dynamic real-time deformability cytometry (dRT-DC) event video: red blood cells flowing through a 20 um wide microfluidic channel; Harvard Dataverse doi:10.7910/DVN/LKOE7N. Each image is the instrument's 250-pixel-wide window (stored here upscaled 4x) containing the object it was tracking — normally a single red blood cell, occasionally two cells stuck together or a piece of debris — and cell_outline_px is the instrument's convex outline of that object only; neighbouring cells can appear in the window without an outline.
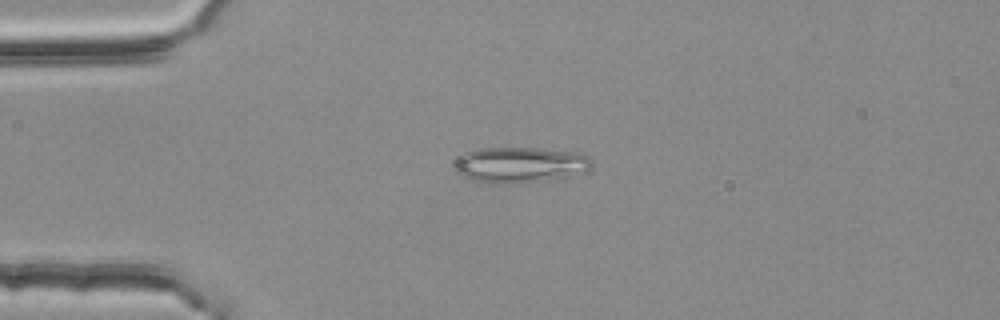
{"species": "common noctule bat (a hibernating species)", "species_latin": "Nyctalus noctula", "temperature_condition": "room temperature", "stored_images_in_passage": 3, "camera_frame_rate_fps": 3000, "um_per_image_px": 0.085, "animal": {"sex": "female", "body_mass_g": 25.1}, "frame": {"image": 1, "passage_image": 2, "time_ms": 0.333, "image_size_px": [1000, 320], "cell_outline_px": [[592, 164], [588, 168], [560, 180], [512, 184], [500, 184], [472, 180], [460, 176], [452, 168], [452, 164], [464, 152], [480, 148], [536, 148], [576, 152], [588, 156], [592, 160]], "centroid_in_image_um": [44.15, 14.03], "position_along_channel_um": 40.9, "area_um2": 29.07}}